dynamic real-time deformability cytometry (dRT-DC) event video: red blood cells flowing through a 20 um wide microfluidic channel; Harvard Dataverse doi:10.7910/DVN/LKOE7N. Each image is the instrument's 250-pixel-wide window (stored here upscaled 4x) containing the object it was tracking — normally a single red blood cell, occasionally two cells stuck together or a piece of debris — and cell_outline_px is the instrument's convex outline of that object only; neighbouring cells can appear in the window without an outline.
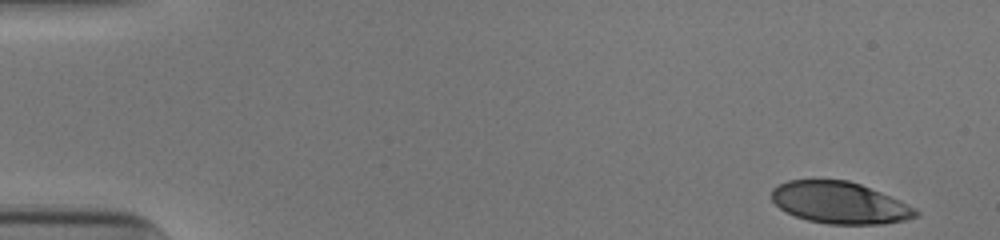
{"species": "human", "species_latin": "Homo sapiens", "temperature_condition": "cold", "stored_images_in_passage": 51, "camera_frame_rate_fps": 3000, "um_per_image_px": 0.085, "donor": {"sex": "male"}, "frame": {"image": 1, "passage_image": 1, "time_ms": 0.0, "image_size_px": [1000, 240], "cell_outline_px": [[920, 212], [916, 216], [904, 220], [884, 224], [828, 224], [808, 220], [796, 216], [780, 208], [772, 200], [772, 188], [788, 180], [848, 180], [860, 184], [900, 200], [916, 208]], "centroid_in_image_um": [71.39, 17.23], "position_along_channel_um": 13.6, "area_um2": 34.85}}
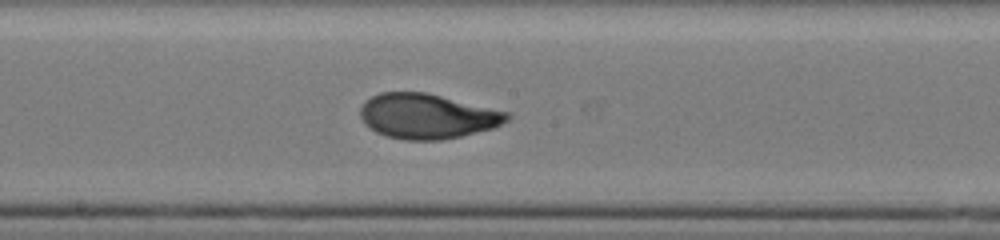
{"frame": {"image": 2, "passage_image": 27, "time_ms": 8.667, "image_size_px": [1000, 240], "cell_outline_px": [[512, 116], [508, 120], [492, 128], [460, 136], [440, 140], [404, 140], [388, 136], [376, 132], [364, 124], [360, 116], [360, 108], [372, 96], [380, 92], [428, 92], [512, 112]], "centroid_in_image_um": [36.35, 9.86], "position_along_channel_um": 211.8, "area_um2": 38.67}}
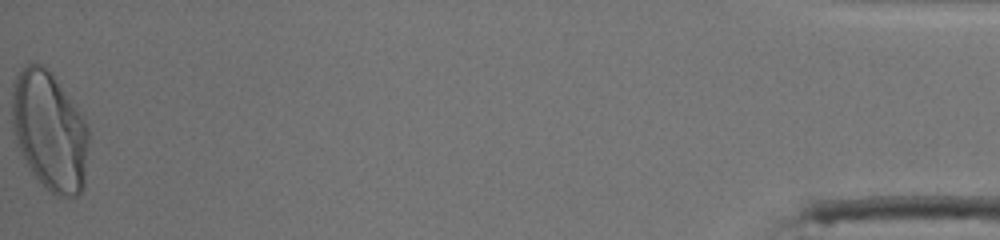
{"frame": {"image": 3, "passage_image": 51, "time_ms": 16.667, "image_size_px": [1000, 240], "cell_outline_px": [[88, 144], [84, 188], [76, 196], [56, 196], [32, 172], [16, 144], [12, 132], [12, 80], [28, 64], [36, 60], [52, 72], [76, 104], [88, 128]], "centroid_in_image_um": [4.21, 11.08], "position_along_channel_um": 431.0, "area_um2": 53.52}, "authors_computed_cell_mechanics": {"area_um2": 38.3214, "velocity_mm_per_s": 3.8857, "shape_relaxation_time_tau1_ms": 4.4564, "shape_relaxation_time_tau2_ms": 0.7411, "deformation_change_tau1": 0.1972, "deformation_change_tau2": 0.0582}}